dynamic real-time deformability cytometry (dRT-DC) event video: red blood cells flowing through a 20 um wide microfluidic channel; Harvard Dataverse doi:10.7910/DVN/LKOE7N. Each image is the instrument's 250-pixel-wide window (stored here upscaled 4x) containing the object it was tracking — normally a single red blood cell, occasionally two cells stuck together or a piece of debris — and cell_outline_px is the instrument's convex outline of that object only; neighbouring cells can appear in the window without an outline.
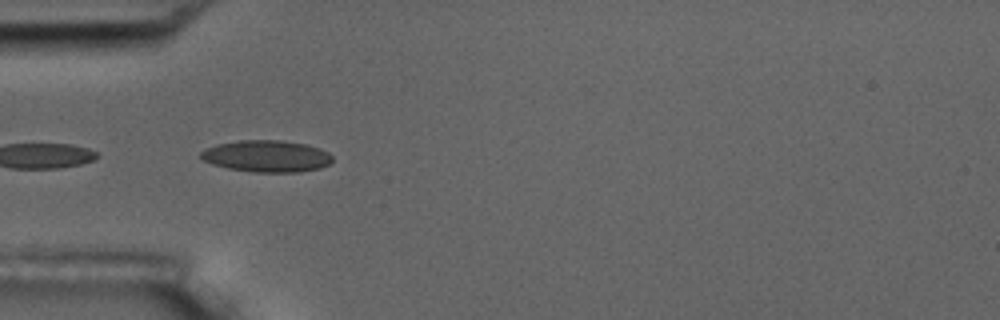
{"species": "common noctule bat (a hibernating species)", "species_latin": "Nyctalus noctula", "temperature_condition": "room temperature", "stored_images_in_passage": 6, "camera_frame_rate_fps": 3000, "um_per_image_px": 0.085, "animal": {"sex": "male", "body_mass_g": 17.5, "forearm_length_mm": 52.3}, "frame": {"image": 1, "passage_image": 5, "time_ms": 4.667, "image_size_px": [1000, 320], "cell_outline_px": [[332, 160], [328, 164], [320, 168], [296, 172], [252, 172], [228, 168], [212, 164], [204, 160], [200, 156], [200, 152], [204, 148], [216, 144], [240, 140], [280, 140], [304, 144], [320, 148], [328, 152], [332, 156]], "centroid_in_image_um": [22.64, 13.27], "position_along_channel_um": 62.4, "area_um2": 24.33}}